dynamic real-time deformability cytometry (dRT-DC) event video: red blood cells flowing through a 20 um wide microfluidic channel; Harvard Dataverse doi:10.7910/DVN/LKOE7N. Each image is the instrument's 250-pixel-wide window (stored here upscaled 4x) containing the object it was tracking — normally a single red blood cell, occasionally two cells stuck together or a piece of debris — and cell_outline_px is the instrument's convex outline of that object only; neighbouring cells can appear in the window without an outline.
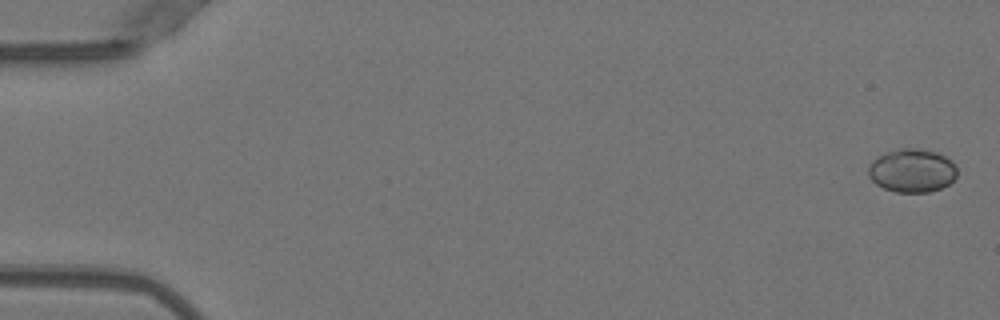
{"species": "Egyptian fruit bat (a non-hibernating species)", "species_latin": "Rousettus aegyptiacus", "temperature_condition": "warm", "stored_images_in_passage": 4, "camera_frame_rate_fps": 3000, "um_per_image_px": 0.085, "animal": {"sex": "female"}, "frame": {"image": 1, "passage_image": 1, "time_ms": 0.0, "image_size_px": [1000, 320], "cell_outline_px": [[956, 176], [948, 184], [940, 188], [928, 192], [896, 192], [884, 188], [876, 184], [868, 176], [868, 168], [872, 160], [876, 156], [884, 152], [900, 148], [920, 148], [936, 152], [952, 160], [956, 168]], "centroid_in_image_um": [77.49, 14.48], "position_along_channel_um": 7.5, "area_um2": 22.6}}
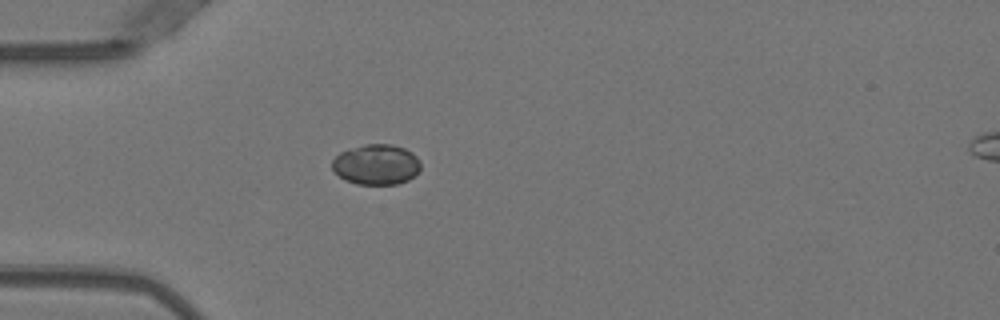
{"frame": {"image": 2, "passage_image": 4, "time_ms": 1.0, "image_size_px": [1000, 320], "cell_outline_px": [[420, 168], [408, 180], [396, 184], [356, 184], [344, 180], [332, 168], [332, 160], [340, 152], [364, 144], [392, 144], [404, 148], [412, 152], [420, 160]], "centroid_in_image_um": [31.98, 13.98], "position_along_channel_um": 53.0, "area_um2": 20.75}}